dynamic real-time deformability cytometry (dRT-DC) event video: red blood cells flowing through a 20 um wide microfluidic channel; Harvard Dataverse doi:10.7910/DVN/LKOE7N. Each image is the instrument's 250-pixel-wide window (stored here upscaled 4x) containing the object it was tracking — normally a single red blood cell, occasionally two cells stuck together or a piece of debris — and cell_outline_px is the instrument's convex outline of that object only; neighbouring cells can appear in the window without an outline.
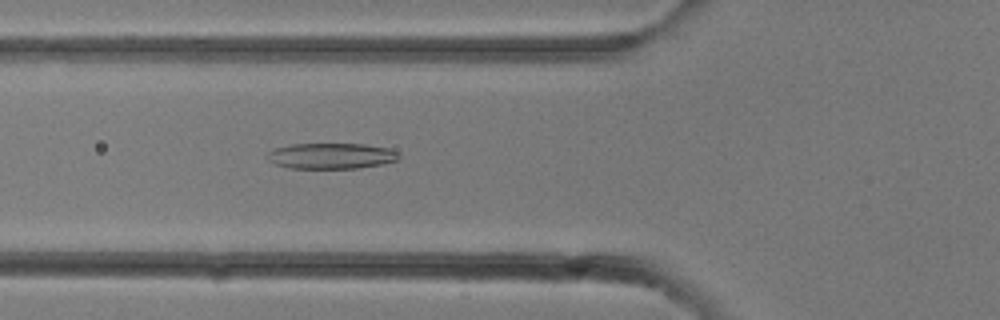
{"species": "common noctule bat (a hibernating species)", "species_latin": "Nyctalus noctula", "temperature_condition": "room temperature", "stored_images_in_passage": 12, "camera_frame_rate_fps": 3000, "um_per_image_px": 0.085, "animal": {"sex": "female"}, "frame": {"image": 1, "passage_image": 12, "time_ms": 3.667, "image_size_px": [1000, 320], "cell_outline_px": [[400, 160], [384, 164], [356, 168], [288, 168], [276, 164], [268, 160], [264, 156], [268, 152], [276, 148], [292, 144], [364, 144], [388, 148], [396, 152], [400, 156]], "centroid_in_image_um": [28.15, 13.26], "position_along_channel_um": 97.6, "area_um2": 19.83}}